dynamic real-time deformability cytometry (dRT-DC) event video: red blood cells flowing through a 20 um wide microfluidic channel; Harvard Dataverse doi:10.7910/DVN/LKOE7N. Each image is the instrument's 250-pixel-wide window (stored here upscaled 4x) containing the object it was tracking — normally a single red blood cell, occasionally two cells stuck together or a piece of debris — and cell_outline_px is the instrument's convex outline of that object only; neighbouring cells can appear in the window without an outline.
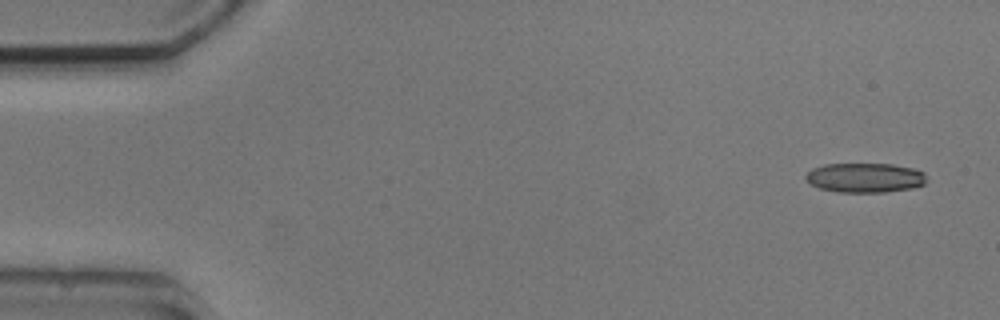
{"species": "common noctule bat (a hibernating species)", "species_latin": "Nyctalus noctula", "temperature_condition": "cold", "stored_images_in_passage": 4, "camera_frame_rate_fps": 3000, "um_per_image_px": 0.085, "animal": {"sex": "male", "body_mass_g": 20.5, "forearm_length_mm": 52.5}, "frame": {"image": 1, "passage_image": 1, "time_ms": 0.0, "image_size_px": [1000, 320], "cell_outline_px": [[928, 180], [924, 184], [912, 188], [884, 192], [836, 192], [820, 188], [812, 184], [804, 176], [812, 168], [824, 164], [892, 164], [912, 168], [924, 172]], "centroid_in_image_um": [73.54, 15.1], "position_along_channel_um": 11.5, "area_um2": 20.81}}
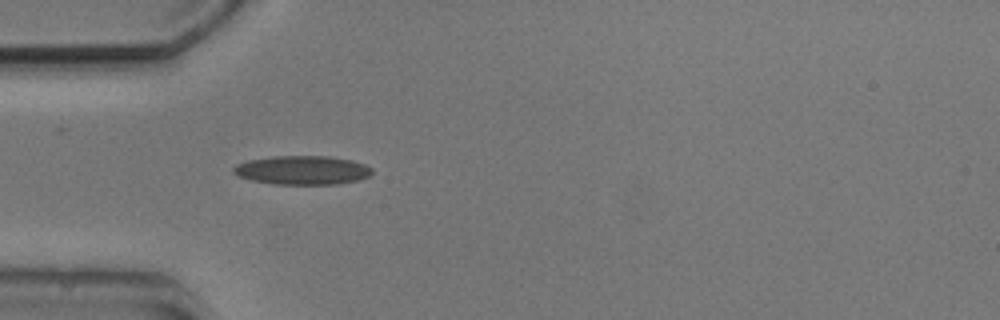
{"frame": {"image": 2, "passage_image": 4, "time_ms": 4.333, "image_size_px": [1000, 320], "cell_outline_px": [[372, 172], [368, 176], [360, 180], [336, 184], [276, 184], [252, 180], [240, 176], [232, 172], [232, 168], [236, 164], [248, 160], [272, 156], [328, 156], [352, 160], [364, 164], [372, 168]], "centroid_in_image_um": [25.7, 14.46], "position_along_channel_um": 59.3, "area_um2": 23.29}}